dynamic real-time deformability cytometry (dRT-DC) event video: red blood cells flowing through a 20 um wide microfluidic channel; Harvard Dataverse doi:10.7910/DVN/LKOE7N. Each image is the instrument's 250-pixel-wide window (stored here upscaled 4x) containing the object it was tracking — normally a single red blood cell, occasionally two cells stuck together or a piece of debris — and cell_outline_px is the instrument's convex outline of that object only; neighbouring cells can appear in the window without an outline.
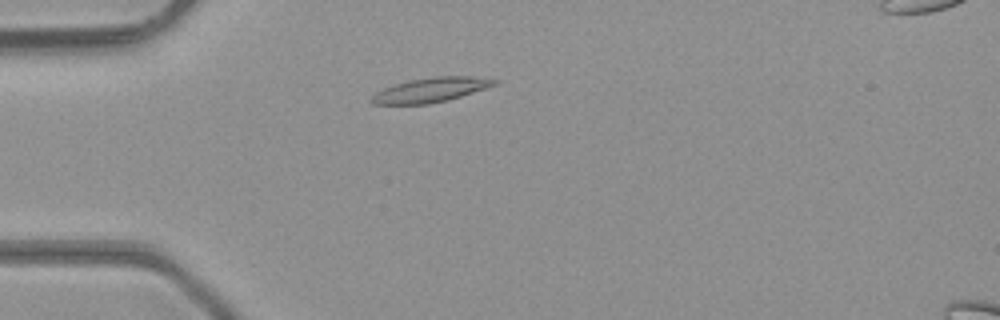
{"species": "common noctule bat (a hibernating species)", "species_latin": "Nyctalus noctula", "temperature_condition": "room temperature", "stored_images_in_passage": 2, "camera_frame_rate_fps": 3000, "um_per_image_px": 0.085, "animal": {"sex": "male", "body_mass_g": 23.1, "forearm_length_mm": 52.7}, "frame": {"image": 1, "passage_image": 2, "time_ms": 0.333, "image_size_px": [1000, 320], "cell_outline_px": [[500, 80], [496, 84], [448, 100], [428, 104], [372, 104], [368, 100], [376, 92], [384, 88], [408, 80], [432, 76], [468, 76]], "centroid_in_image_um": [36.56, 7.64], "position_along_channel_um": 48.4, "area_um2": 17.4}}